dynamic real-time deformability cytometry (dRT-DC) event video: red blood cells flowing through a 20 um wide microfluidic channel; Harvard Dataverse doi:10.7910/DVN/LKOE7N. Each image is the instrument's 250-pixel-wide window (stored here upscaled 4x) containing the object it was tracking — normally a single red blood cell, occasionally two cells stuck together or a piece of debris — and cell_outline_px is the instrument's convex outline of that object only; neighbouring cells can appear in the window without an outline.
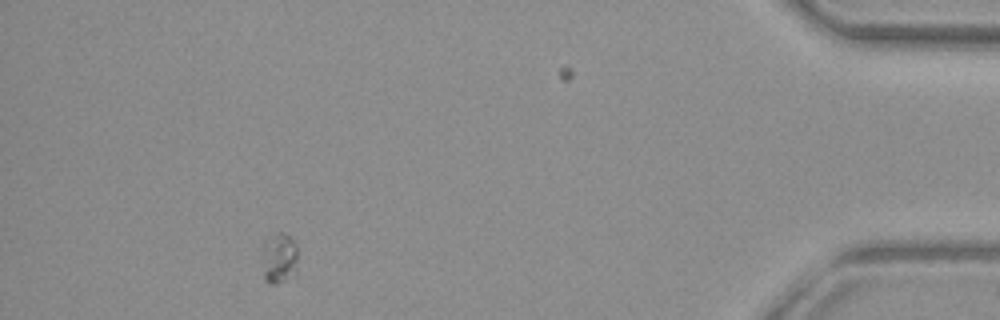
{"species": "common noctule bat (a hibernating species)", "species_latin": "Nyctalus noctula", "temperature_condition": "warm", "stored_images_in_passage": 46, "segment_of_instrument_passage": [1, 2], "camera_frame_rate_fps": 3000, "um_per_image_px": 0.085, "animal": {"sex": "female", "body_mass_g": 29.2, "forearm_length_mm": 56.3}, "frame": {"image": 1, "passage_image": 40, "time_ms": 13.0, "image_size_px": [1000, 320], "cell_outline_px": [[296, 276], [276, 284], [268, 284], [264, 280], [264, 240], [276, 232], [284, 232], [292, 236], [296, 244]], "centroid_in_image_um": [23.76, 21.94], "position_along_channel_um": 411.4, "area_um2": 10.69}}